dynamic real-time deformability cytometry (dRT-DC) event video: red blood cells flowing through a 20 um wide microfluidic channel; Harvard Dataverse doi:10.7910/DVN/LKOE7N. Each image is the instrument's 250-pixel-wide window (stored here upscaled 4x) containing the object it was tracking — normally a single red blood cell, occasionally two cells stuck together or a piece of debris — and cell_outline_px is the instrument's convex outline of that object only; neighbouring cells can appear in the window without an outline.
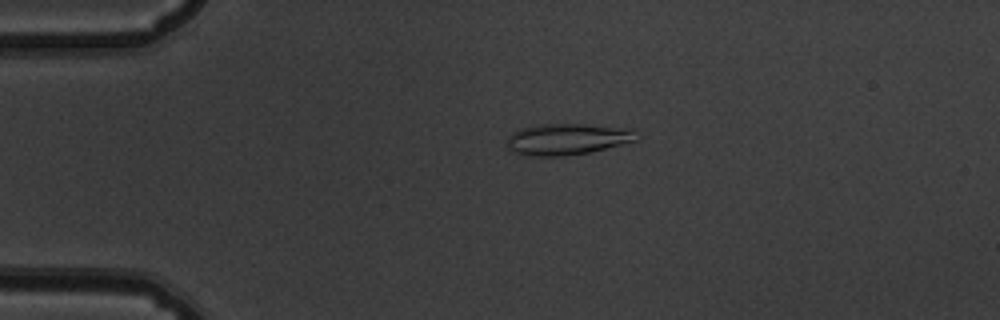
{"species": "common noctule bat (a hibernating species)", "species_latin": "Nyctalus noctula", "temperature_condition": "warm", "stored_images_in_passage": 53, "camera_frame_rate_fps": 3000, "um_per_image_px": 0.085, "animal": {"sex": "male", "body_mass_g": 19.5, "forearm_length_mm": 54.6}, "frame": {"image": 1, "passage_image": 12, "time_ms": 3.667, "image_size_px": [1000, 320], "cell_outline_px": [[636, 140], [592, 152], [564, 156], [524, 156], [508, 148], [508, 136], [512, 132], [520, 128], [536, 124], [584, 124], [628, 128], [632, 132]], "centroid_in_image_um": [48.13, 11.83], "position_along_channel_um": 36.9, "area_um2": 23.52}}
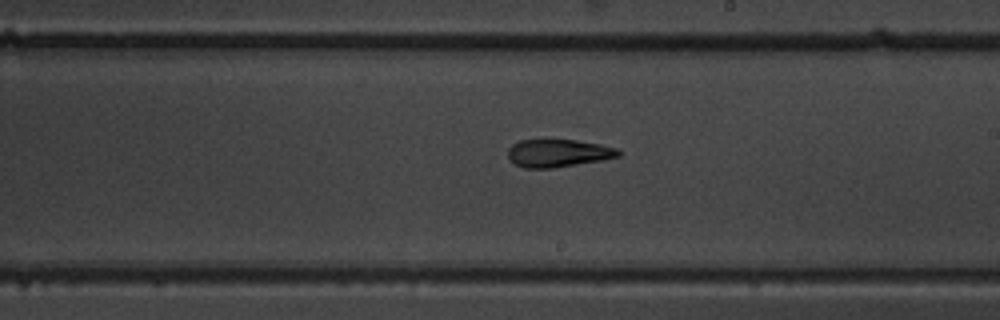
{"frame": {"image": 2, "passage_image": 31, "time_ms": 10.0, "image_size_px": [1000, 320], "cell_outline_px": [[620, 156], [600, 160], [552, 168], [524, 168], [516, 164], [508, 156], [508, 148], [512, 144], [520, 140], [544, 136], [548, 136], [576, 140], [600, 144], [616, 148], [620, 152]], "centroid_in_image_um": [47.38, 12.95], "position_along_channel_um": 241.6, "area_um2": 18.5}}
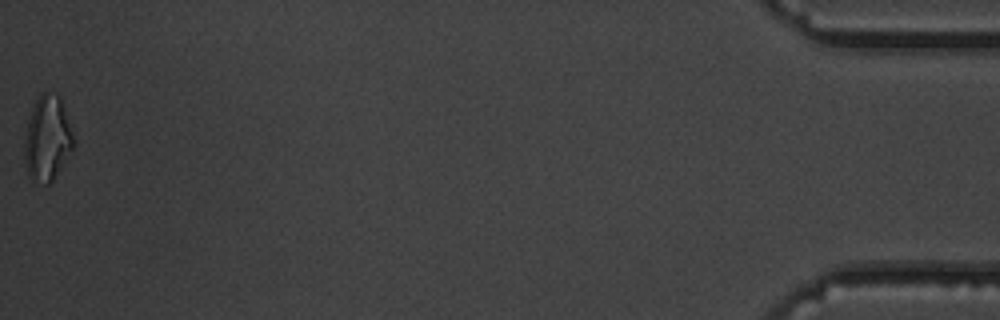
{"frame": {"image": 3, "passage_image": 53, "time_ms": 17.333, "image_size_px": [1000, 320], "cell_outline_px": [[72, 148], [52, 180], [48, 184], [44, 184], [32, 180], [28, 176], [24, 160], [24, 140], [28, 120], [32, 108], [40, 92], [48, 92], [60, 96], [72, 132]], "centroid_in_image_um": [3.97, 11.75], "position_along_channel_um": 431.2, "area_um2": 23.87}, "authors_computed_cell_mechanics": {"area_um2": 19.363, "velocity_mm_per_s": 3.8566, "shape_relaxation_time_tau1_ms": 7.2955, "shape_relaxation_time_tau2_ms": 2.127, "deformation_change_tau1": 0.2118, "deformation_change_tau2": 0.1089}}